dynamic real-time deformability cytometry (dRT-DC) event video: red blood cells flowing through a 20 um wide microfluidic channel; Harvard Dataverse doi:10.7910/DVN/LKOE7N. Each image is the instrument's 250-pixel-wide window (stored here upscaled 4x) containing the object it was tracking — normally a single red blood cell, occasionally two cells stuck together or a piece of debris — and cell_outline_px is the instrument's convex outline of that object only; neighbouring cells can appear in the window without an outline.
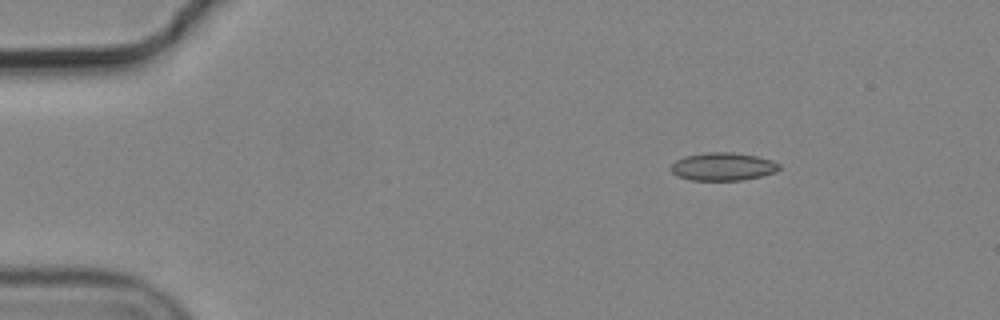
{"species": "common noctule bat (a hibernating species)", "species_latin": "Nyctalus noctula", "temperature_condition": "cold", "stored_images_in_passage": 5, "camera_frame_rate_fps": 3000, "um_per_image_px": 0.085, "animal": {"sex": "male", "body_mass_g": 19.2, "forearm_length_mm": 51.8}, "frame": {"image": 1, "passage_image": 1, "time_ms": 0.0, "image_size_px": [1000, 320], "cell_outline_px": [[780, 168], [776, 172], [760, 176], [740, 180], [692, 180], [676, 176], [672, 172], [672, 164], [676, 160], [684, 156], [708, 152], [732, 152], [756, 156], [772, 160], [780, 164]], "centroid_in_image_um": [61.45, 14.15], "position_along_channel_um": 23.6, "area_um2": 17.57}}
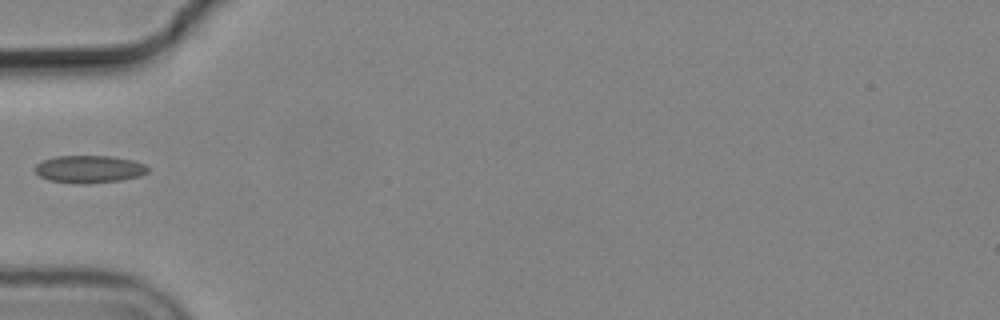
{"frame": {"image": 2, "passage_image": 4, "time_ms": 1.0, "image_size_px": [1000, 320], "cell_outline_px": [[148, 172], [140, 176], [120, 180], [84, 184], [72, 184], [48, 180], [40, 176], [36, 172], [36, 164], [44, 160], [56, 156], [112, 156], [132, 160], [144, 164], [148, 168]], "centroid_in_image_um": [7.58, 14.38], "position_along_channel_um": 77.4, "area_um2": 18.09}}
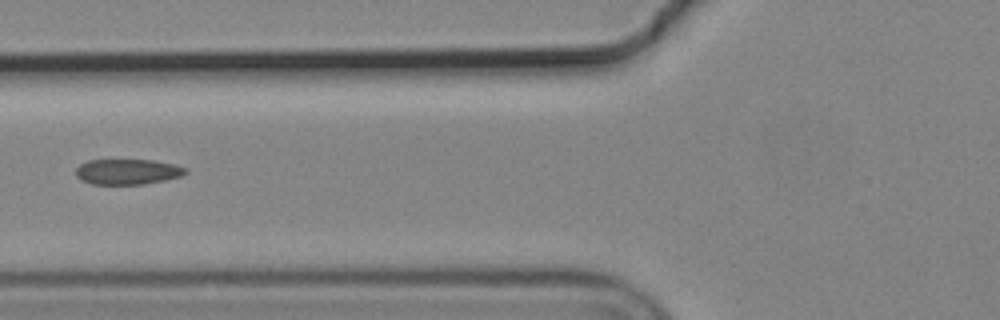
{"frame": {"image": 3, "passage_image": 5, "time_ms": 1.333, "image_size_px": [1000, 320], "cell_outline_px": [[188, 172], [180, 176], [164, 180], [144, 184], [92, 184], [76, 176], [76, 168], [80, 164], [88, 160], [152, 160], [176, 164], [188, 168]], "centroid_in_image_um": [10.87, 14.59], "position_along_channel_um": 114.9, "area_um2": 16.24}}